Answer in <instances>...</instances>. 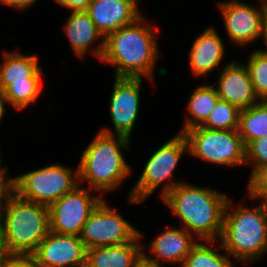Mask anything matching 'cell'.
<instances>
[{
	"instance_id": "cell-23",
	"label": "cell",
	"mask_w": 267,
	"mask_h": 267,
	"mask_svg": "<svg viewBox=\"0 0 267 267\" xmlns=\"http://www.w3.org/2000/svg\"><path fill=\"white\" fill-rule=\"evenodd\" d=\"M214 243L215 241L212 240H203V243L197 242L191 248L181 267H233L234 264L228 259V254L221 255L213 250Z\"/></svg>"
},
{
	"instance_id": "cell-40",
	"label": "cell",
	"mask_w": 267,
	"mask_h": 267,
	"mask_svg": "<svg viewBox=\"0 0 267 267\" xmlns=\"http://www.w3.org/2000/svg\"><path fill=\"white\" fill-rule=\"evenodd\" d=\"M261 7L264 9L265 7H267V0H261L260 3Z\"/></svg>"
},
{
	"instance_id": "cell-8",
	"label": "cell",
	"mask_w": 267,
	"mask_h": 267,
	"mask_svg": "<svg viewBox=\"0 0 267 267\" xmlns=\"http://www.w3.org/2000/svg\"><path fill=\"white\" fill-rule=\"evenodd\" d=\"M186 151L189 153L187 139L183 133H178L152 153L133 190H130L129 202H144L162 182L172 179L173 171Z\"/></svg>"
},
{
	"instance_id": "cell-7",
	"label": "cell",
	"mask_w": 267,
	"mask_h": 267,
	"mask_svg": "<svg viewBox=\"0 0 267 267\" xmlns=\"http://www.w3.org/2000/svg\"><path fill=\"white\" fill-rule=\"evenodd\" d=\"M189 154L209 163L235 166L245 164V146L238 130H212L196 126L183 133Z\"/></svg>"
},
{
	"instance_id": "cell-10",
	"label": "cell",
	"mask_w": 267,
	"mask_h": 267,
	"mask_svg": "<svg viewBox=\"0 0 267 267\" xmlns=\"http://www.w3.org/2000/svg\"><path fill=\"white\" fill-rule=\"evenodd\" d=\"M88 189L79 184L48 206L50 231L63 235H80L90 214L103 200L100 196H91Z\"/></svg>"
},
{
	"instance_id": "cell-19",
	"label": "cell",
	"mask_w": 267,
	"mask_h": 267,
	"mask_svg": "<svg viewBox=\"0 0 267 267\" xmlns=\"http://www.w3.org/2000/svg\"><path fill=\"white\" fill-rule=\"evenodd\" d=\"M141 237L139 232L132 242L87 249L85 267H133L144 252Z\"/></svg>"
},
{
	"instance_id": "cell-17",
	"label": "cell",
	"mask_w": 267,
	"mask_h": 267,
	"mask_svg": "<svg viewBox=\"0 0 267 267\" xmlns=\"http://www.w3.org/2000/svg\"><path fill=\"white\" fill-rule=\"evenodd\" d=\"M71 47L76 55L83 57L95 41H100L92 53L101 59L105 50V38L95 27L86 11H72L64 26ZM101 39V40H100Z\"/></svg>"
},
{
	"instance_id": "cell-1",
	"label": "cell",
	"mask_w": 267,
	"mask_h": 267,
	"mask_svg": "<svg viewBox=\"0 0 267 267\" xmlns=\"http://www.w3.org/2000/svg\"><path fill=\"white\" fill-rule=\"evenodd\" d=\"M161 199L184 229L201 241H217L223 228L224 211L229 197L213 189L184 182L166 183Z\"/></svg>"
},
{
	"instance_id": "cell-37",
	"label": "cell",
	"mask_w": 267,
	"mask_h": 267,
	"mask_svg": "<svg viewBox=\"0 0 267 267\" xmlns=\"http://www.w3.org/2000/svg\"><path fill=\"white\" fill-rule=\"evenodd\" d=\"M2 159H1V156H0V177H6V175H7V168L5 167V168H3V167H1L2 165H1V161Z\"/></svg>"
},
{
	"instance_id": "cell-26",
	"label": "cell",
	"mask_w": 267,
	"mask_h": 267,
	"mask_svg": "<svg viewBox=\"0 0 267 267\" xmlns=\"http://www.w3.org/2000/svg\"><path fill=\"white\" fill-rule=\"evenodd\" d=\"M245 65L258 98L267 101V59L254 50Z\"/></svg>"
},
{
	"instance_id": "cell-13",
	"label": "cell",
	"mask_w": 267,
	"mask_h": 267,
	"mask_svg": "<svg viewBox=\"0 0 267 267\" xmlns=\"http://www.w3.org/2000/svg\"><path fill=\"white\" fill-rule=\"evenodd\" d=\"M142 78H116L109 113L115 135L130 138L138 117Z\"/></svg>"
},
{
	"instance_id": "cell-2",
	"label": "cell",
	"mask_w": 267,
	"mask_h": 267,
	"mask_svg": "<svg viewBox=\"0 0 267 267\" xmlns=\"http://www.w3.org/2000/svg\"><path fill=\"white\" fill-rule=\"evenodd\" d=\"M143 16L135 23L121 27L105 38L102 61L115 66L116 78L153 79L159 55L155 30L144 24ZM148 26V27H147Z\"/></svg>"
},
{
	"instance_id": "cell-18",
	"label": "cell",
	"mask_w": 267,
	"mask_h": 267,
	"mask_svg": "<svg viewBox=\"0 0 267 267\" xmlns=\"http://www.w3.org/2000/svg\"><path fill=\"white\" fill-rule=\"evenodd\" d=\"M224 43L214 29L208 27L195 38L190 49L189 64L195 76H203L214 70L222 61Z\"/></svg>"
},
{
	"instance_id": "cell-27",
	"label": "cell",
	"mask_w": 267,
	"mask_h": 267,
	"mask_svg": "<svg viewBox=\"0 0 267 267\" xmlns=\"http://www.w3.org/2000/svg\"><path fill=\"white\" fill-rule=\"evenodd\" d=\"M253 163L251 175L260 167L267 165V137L249 142L245 146V164Z\"/></svg>"
},
{
	"instance_id": "cell-16",
	"label": "cell",
	"mask_w": 267,
	"mask_h": 267,
	"mask_svg": "<svg viewBox=\"0 0 267 267\" xmlns=\"http://www.w3.org/2000/svg\"><path fill=\"white\" fill-rule=\"evenodd\" d=\"M194 237L184 228L166 229L159 233L150 244V252L155 258L148 256L145 252L143 255L160 265L163 261V263L170 262L172 265L183 264L191 248L197 243Z\"/></svg>"
},
{
	"instance_id": "cell-30",
	"label": "cell",
	"mask_w": 267,
	"mask_h": 267,
	"mask_svg": "<svg viewBox=\"0 0 267 267\" xmlns=\"http://www.w3.org/2000/svg\"><path fill=\"white\" fill-rule=\"evenodd\" d=\"M60 5L72 11H86L91 0H56Z\"/></svg>"
},
{
	"instance_id": "cell-31",
	"label": "cell",
	"mask_w": 267,
	"mask_h": 267,
	"mask_svg": "<svg viewBox=\"0 0 267 267\" xmlns=\"http://www.w3.org/2000/svg\"><path fill=\"white\" fill-rule=\"evenodd\" d=\"M36 1L37 0H0V3L18 10H24L30 7Z\"/></svg>"
},
{
	"instance_id": "cell-25",
	"label": "cell",
	"mask_w": 267,
	"mask_h": 267,
	"mask_svg": "<svg viewBox=\"0 0 267 267\" xmlns=\"http://www.w3.org/2000/svg\"><path fill=\"white\" fill-rule=\"evenodd\" d=\"M41 82H20L7 86L4 90V97L8 104L16 110H22L35 103L40 97Z\"/></svg>"
},
{
	"instance_id": "cell-35",
	"label": "cell",
	"mask_w": 267,
	"mask_h": 267,
	"mask_svg": "<svg viewBox=\"0 0 267 267\" xmlns=\"http://www.w3.org/2000/svg\"><path fill=\"white\" fill-rule=\"evenodd\" d=\"M5 103L7 104V100L6 98L4 97V93L3 91L0 90V121H1V118H3L4 116V113H5Z\"/></svg>"
},
{
	"instance_id": "cell-21",
	"label": "cell",
	"mask_w": 267,
	"mask_h": 267,
	"mask_svg": "<svg viewBox=\"0 0 267 267\" xmlns=\"http://www.w3.org/2000/svg\"><path fill=\"white\" fill-rule=\"evenodd\" d=\"M219 97L214 85H200L190 96L187 104V110L190 116H186V122L179 133H184L188 129L201 126L209 117L214 109Z\"/></svg>"
},
{
	"instance_id": "cell-5",
	"label": "cell",
	"mask_w": 267,
	"mask_h": 267,
	"mask_svg": "<svg viewBox=\"0 0 267 267\" xmlns=\"http://www.w3.org/2000/svg\"><path fill=\"white\" fill-rule=\"evenodd\" d=\"M228 199L219 238L221 248L237 262H251L260 259L267 251V211L260 202L255 208L241 204L232 208Z\"/></svg>"
},
{
	"instance_id": "cell-4",
	"label": "cell",
	"mask_w": 267,
	"mask_h": 267,
	"mask_svg": "<svg viewBox=\"0 0 267 267\" xmlns=\"http://www.w3.org/2000/svg\"><path fill=\"white\" fill-rule=\"evenodd\" d=\"M130 139L113 134L109 128L100 130L81 154L79 184L88 181L89 189L100 193L118 188L132 172L121 153V150L129 149Z\"/></svg>"
},
{
	"instance_id": "cell-9",
	"label": "cell",
	"mask_w": 267,
	"mask_h": 267,
	"mask_svg": "<svg viewBox=\"0 0 267 267\" xmlns=\"http://www.w3.org/2000/svg\"><path fill=\"white\" fill-rule=\"evenodd\" d=\"M140 230L134 228L117 210L102 200L90 214L80 232L79 238L86 249L121 245L132 242Z\"/></svg>"
},
{
	"instance_id": "cell-6",
	"label": "cell",
	"mask_w": 267,
	"mask_h": 267,
	"mask_svg": "<svg viewBox=\"0 0 267 267\" xmlns=\"http://www.w3.org/2000/svg\"><path fill=\"white\" fill-rule=\"evenodd\" d=\"M78 177V168L72 174L71 169L53 164L10 178L11 190L25 200L50 206L79 185Z\"/></svg>"
},
{
	"instance_id": "cell-39",
	"label": "cell",
	"mask_w": 267,
	"mask_h": 267,
	"mask_svg": "<svg viewBox=\"0 0 267 267\" xmlns=\"http://www.w3.org/2000/svg\"><path fill=\"white\" fill-rule=\"evenodd\" d=\"M265 32L267 33V7L264 8Z\"/></svg>"
},
{
	"instance_id": "cell-14",
	"label": "cell",
	"mask_w": 267,
	"mask_h": 267,
	"mask_svg": "<svg viewBox=\"0 0 267 267\" xmlns=\"http://www.w3.org/2000/svg\"><path fill=\"white\" fill-rule=\"evenodd\" d=\"M86 12L104 38L143 16L137 0H91Z\"/></svg>"
},
{
	"instance_id": "cell-29",
	"label": "cell",
	"mask_w": 267,
	"mask_h": 267,
	"mask_svg": "<svg viewBox=\"0 0 267 267\" xmlns=\"http://www.w3.org/2000/svg\"><path fill=\"white\" fill-rule=\"evenodd\" d=\"M2 267H39L31 255H8Z\"/></svg>"
},
{
	"instance_id": "cell-38",
	"label": "cell",
	"mask_w": 267,
	"mask_h": 267,
	"mask_svg": "<svg viewBox=\"0 0 267 267\" xmlns=\"http://www.w3.org/2000/svg\"><path fill=\"white\" fill-rule=\"evenodd\" d=\"M261 203L264 205L265 210L267 211V193L261 198Z\"/></svg>"
},
{
	"instance_id": "cell-11",
	"label": "cell",
	"mask_w": 267,
	"mask_h": 267,
	"mask_svg": "<svg viewBox=\"0 0 267 267\" xmlns=\"http://www.w3.org/2000/svg\"><path fill=\"white\" fill-rule=\"evenodd\" d=\"M228 38L238 45H247L265 33L264 9L239 0L217 3Z\"/></svg>"
},
{
	"instance_id": "cell-32",
	"label": "cell",
	"mask_w": 267,
	"mask_h": 267,
	"mask_svg": "<svg viewBox=\"0 0 267 267\" xmlns=\"http://www.w3.org/2000/svg\"><path fill=\"white\" fill-rule=\"evenodd\" d=\"M11 190V179L6 177H0V215L2 211V205L5 196Z\"/></svg>"
},
{
	"instance_id": "cell-28",
	"label": "cell",
	"mask_w": 267,
	"mask_h": 267,
	"mask_svg": "<svg viewBox=\"0 0 267 267\" xmlns=\"http://www.w3.org/2000/svg\"><path fill=\"white\" fill-rule=\"evenodd\" d=\"M267 193V165L258 168L251 176L248 184V197L259 199Z\"/></svg>"
},
{
	"instance_id": "cell-34",
	"label": "cell",
	"mask_w": 267,
	"mask_h": 267,
	"mask_svg": "<svg viewBox=\"0 0 267 267\" xmlns=\"http://www.w3.org/2000/svg\"><path fill=\"white\" fill-rule=\"evenodd\" d=\"M8 256L5 247H4V243L2 240V236H1V230H0V266H2L5 258Z\"/></svg>"
},
{
	"instance_id": "cell-20",
	"label": "cell",
	"mask_w": 267,
	"mask_h": 267,
	"mask_svg": "<svg viewBox=\"0 0 267 267\" xmlns=\"http://www.w3.org/2000/svg\"><path fill=\"white\" fill-rule=\"evenodd\" d=\"M36 55L5 52L0 65V90L20 82H41L43 70Z\"/></svg>"
},
{
	"instance_id": "cell-12",
	"label": "cell",
	"mask_w": 267,
	"mask_h": 267,
	"mask_svg": "<svg viewBox=\"0 0 267 267\" xmlns=\"http://www.w3.org/2000/svg\"><path fill=\"white\" fill-rule=\"evenodd\" d=\"M86 250L79 236L50 231L31 256L39 267H85Z\"/></svg>"
},
{
	"instance_id": "cell-15",
	"label": "cell",
	"mask_w": 267,
	"mask_h": 267,
	"mask_svg": "<svg viewBox=\"0 0 267 267\" xmlns=\"http://www.w3.org/2000/svg\"><path fill=\"white\" fill-rule=\"evenodd\" d=\"M220 74L218 84H213L219 99L234 104L240 109L249 108L261 102L246 65L236 61L230 62L224 66Z\"/></svg>"
},
{
	"instance_id": "cell-33",
	"label": "cell",
	"mask_w": 267,
	"mask_h": 267,
	"mask_svg": "<svg viewBox=\"0 0 267 267\" xmlns=\"http://www.w3.org/2000/svg\"><path fill=\"white\" fill-rule=\"evenodd\" d=\"M133 267H163V266L157 264L156 262L151 261L142 254L139 257V259L135 262Z\"/></svg>"
},
{
	"instance_id": "cell-22",
	"label": "cell",
	"mask_w": 267,
	"mask_h": 267,
	"mask_svg": "<svg viewBox=\"0 0 267 267\" xmlns=\"http://www.w3.org/2000/svg\"><path fill=\"white\" fill-rule=\"evenodd\" d=\"M237 130L244 146L253 140L267 137V101L241 109Z\"/></svg>"
},
{
	"instance_id": "cell-24",
	"label": "cell",
	"mask_w": 267,
	"mask_h": 267,
	"mask_svg": "<svg viewBox=\"0 0 267 267\" xmlns=\"http://www.w3.org/2000/svg\"><path fill=\"white\" fill-rule=\"evenodd\" d=\"M241 109L218 99L207 120L201 125L212 130H237Z\"/></svg>"
},
{
	"instance_id": "cell-3",
	"label": "cell",
	"mask_w": 267,
	"mask_h": 267,
	"mask_svg": "<svg viewBox=\"0 0 267 267\" xmlns=\"http://www.w3.org/2000/svg\"><path fill=\"white\" fill-rule=\"evenodd\" d=\"M0 230L8 255H31L50 232L48 206L10 190L3 201Z\"/></svg>"
},
{
	"instance_id": "cell-36",
	"label": "cell",
	"mask_w": 267,
	"mask_h": 267,
	"mask_svg": "<svg viewBox=\"0 0 267 267\" xmlns=\"http://www.w3.org/2000/svg\"><path fill=\"white\" fill-rule=\"evenodd\" d=\"M263 38L265 40V45L267 47V33L266 32L264 33ZM256 51L267 59V50L260 49V50H256Z\"/></svg>"
}]
</instances>
